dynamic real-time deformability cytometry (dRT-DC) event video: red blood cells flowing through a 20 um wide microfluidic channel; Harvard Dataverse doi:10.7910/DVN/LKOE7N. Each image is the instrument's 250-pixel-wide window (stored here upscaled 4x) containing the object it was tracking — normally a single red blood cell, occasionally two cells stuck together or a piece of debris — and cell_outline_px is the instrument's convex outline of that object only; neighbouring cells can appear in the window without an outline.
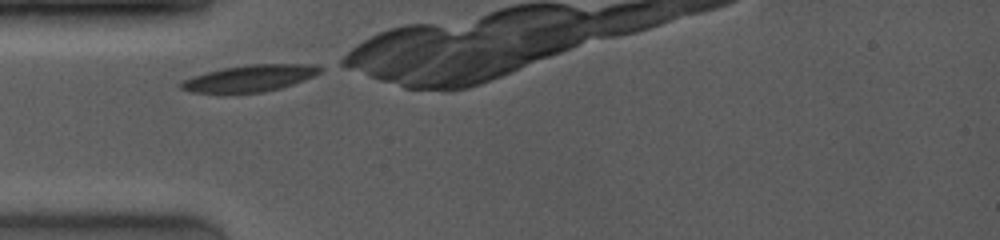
{"species": "common noctule bat (a hibernating species)", "species_latin": "Nyctalus noctula", "temperature_condition": "room temperature", "stored_images_in_passage": 2, "camera_frame_rate_fps": 4000, "um_per_image_px": 0.085, "animal": {"sex": "female", "body_mass_g": 19.0, "forearm_length_mm": 53.3}, "frame": {"image": 1, "passage_image": 1, "time_ms": 0.0, "image_size_px": [1000, 240], "cell_outline_px": [[324, 68], [320, 72], [304, 80], [280, 88], [264, 92], [224, 96], [192, 92], [180, 88], [180, 84], [184, 80], [192, 76], [224, 68], [252, 64], [316, 64]], "centroid_in_image_um": [21.19, 6.7], "position_along_channel_um": 63.8, "area_um2": 22.2}}